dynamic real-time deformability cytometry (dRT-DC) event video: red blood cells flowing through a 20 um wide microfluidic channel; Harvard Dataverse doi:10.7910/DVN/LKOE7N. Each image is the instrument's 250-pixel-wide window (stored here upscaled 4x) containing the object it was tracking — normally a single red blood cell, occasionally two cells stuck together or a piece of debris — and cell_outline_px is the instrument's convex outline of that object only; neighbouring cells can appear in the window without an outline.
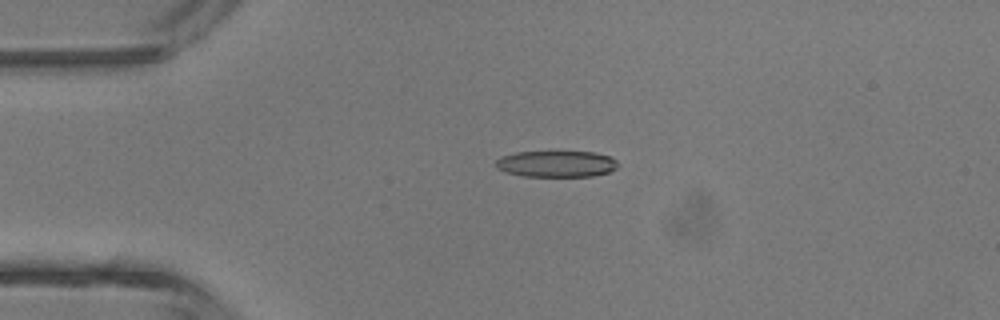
{"species": "common noctule bat (a hibernating species)", "species_latin": "Nyctalus noctula", "temperature_condition": "room temperature", "stored_images_in_passage": 2, "camera_frame_rate_fps": 3000, "um_per_image_px": 0.085, "animal": {"sex": "male", "body_mass_g": 13.3}, "frame": {"image": 1, "passage_image": 1, "time_ms": 0.0, "image_size_px": [1000, 320], "cell_outline_px": [[620, 164], [616, 168], [608, 172], [592, 176], [524, 176], [508, 172], [496, 168], [496, 160], [500, 156], [516, 152], [592, 152], [608, 156], [616, 160]], "centroid_in_image_um": [47.29, 13.93], "position_along_channel_um": 37.7, "area_um2": 18.61}}